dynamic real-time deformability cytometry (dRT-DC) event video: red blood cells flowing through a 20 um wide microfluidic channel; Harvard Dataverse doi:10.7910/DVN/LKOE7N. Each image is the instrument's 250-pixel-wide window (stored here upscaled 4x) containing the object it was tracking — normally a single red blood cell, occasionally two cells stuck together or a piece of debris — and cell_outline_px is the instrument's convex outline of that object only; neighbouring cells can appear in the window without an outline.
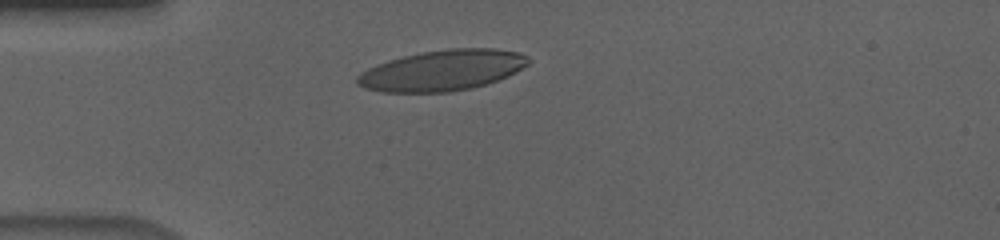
{"species": "human", "species_latin": "Homo sapiens", "temperature_condition": "cold", "stored_images_in_passage": 34, "camera_frame_rate_fps": 3000, "um_per_image_px": 0.085, "donor": {"sex": "male"}, "frame": {"image": 1, "passage_image": 1, "time_ms": 0.0, "image_size_px": [1000, 240], "cell_outline_px": [[528, 64], [516, 72], [508, 76], [472, 88], [448, 92], [380, 92], [364, 88], [356, 84], [356, 76], [360, 72], [376, 64], [388, 60], [420, 52], [448, 48], [496, 48], [520, 52], [528, 56]], "centroid_in_image_um": [37.57, 5.97], "position_along_channel_um": 47.4, "area_um2": 40.81}}
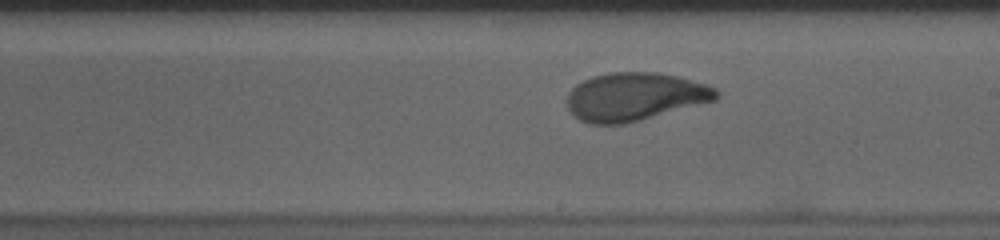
{"frame": {"image": 2, "passage_image": 18, "time_ms": 5.667, "image_size_px": [1000, 240], "cell_outline_px": [[720, 96], [716, 100], [640, 120], [624, 124], [588, 124], [572, 116], [568, 108], [568, 92], [576, 84], [592, 76], [612, 72], [656, 72], [676, 76], [704, 84], [716, 88], [720, 92]], "centroid_in_image_um": [53.94, 8.22], "position_along_channel_um": 235.1, "area_um2": 41.85}}
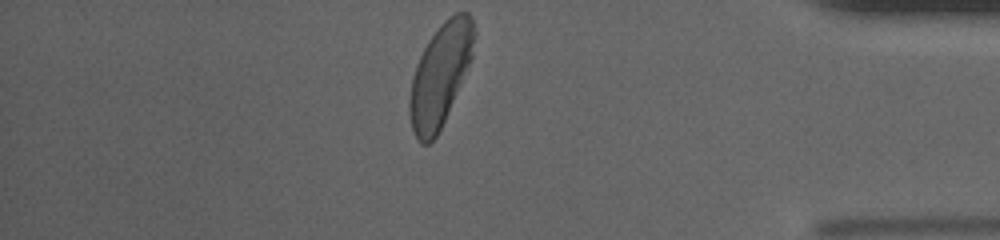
{"frame": {"image": 3, "passage_image": 34, "time_ms": 11.0, "image_size_px": [1000, 240], "cell_outline_px": [[476, 32], [472, 60], [444, 120], [436, 136], [428, 144], [420, 144], [412, 128], [408, 108], [408, 100], [412, 76], [416, 64], [428, 40], [436, 28], [448, 16], [456, 12], [468, 12], [472, 16]], "centroid_in_image_um": [37.43, 6.31], "position_along_channel_um": 397.8, "area_um2": 38.73}, "authors_computed_cell_mechanics": {"area_um2": 41.6449, "velocity_mm_per_s": 3.6395, "shape_relaxation_time_tau1_ms": 3.8654, "shape_relaxation_time_tau2_ms": 1.0377, "deformation_change_tau1": 0.1754, "deformation_change_tau2": 0.067}}